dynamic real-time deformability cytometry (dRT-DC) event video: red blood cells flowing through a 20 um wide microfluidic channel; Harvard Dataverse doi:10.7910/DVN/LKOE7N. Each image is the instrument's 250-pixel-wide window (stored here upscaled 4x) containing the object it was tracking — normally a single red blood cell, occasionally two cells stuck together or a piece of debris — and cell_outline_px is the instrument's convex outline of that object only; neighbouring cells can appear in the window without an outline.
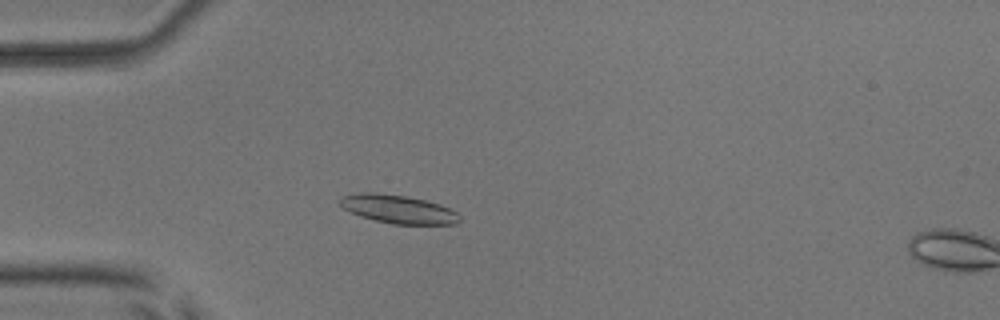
{"species": "common noctule bat (a hibernating species)", "species_latin": "Nyctalus noctula", "temperature_condition": "room temperature", "stored_images_in_passage": 50, "camera_frame_rate_fps": 3000, "um_per_image_px": 0.085, "animal": {"sex": "male", "body_mass_g": 17.9, "forearm_length_mm": 54.2}, "frame": {"image": 1, "passage_image": 11, "time_ms": 3.333, "image_size_px": [1000, 320], "cell_outline_px": [[460, 220], [456, 224], [392, 224], [360, 216], [344, 208], [340, 204], [340, 200], [344, 196], [360, 192], [376, 192], [404, 196], [424, 200], [440, 204], [456, 212], [460, 216]], "centroid_in_image_um": [33.86, 17.78], "position_along_channel_um": 51.1, "area_um2": 19.54}}
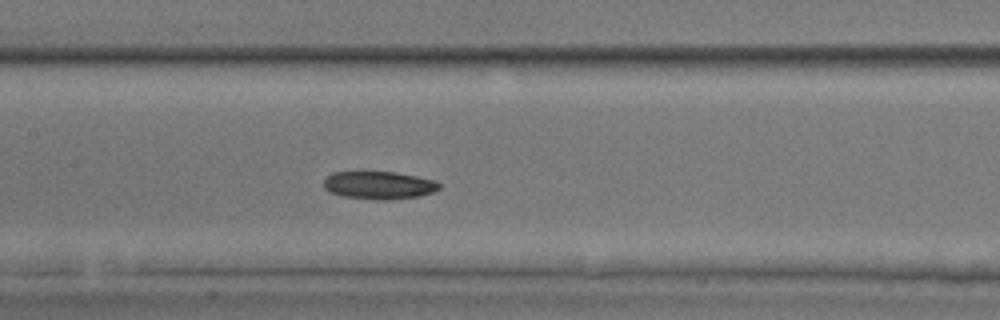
{"frame": {"image": 2, "passage_image": 22, "time_ms": 7.0, "image_size_px": [1000, 320], "cell_outline_px": [[440, 188], [432, 192], [420, 196], [388, 200], [380, 200], [344, 196], [328, 192], [324, 188], [324, 180], [332, 172], [396, 172], [436, 180], [440, 184]], "centroid_in_image_um": [32.22, 15.74], "position_along_channel_um": 175.2, "area_um2": 18.73}}
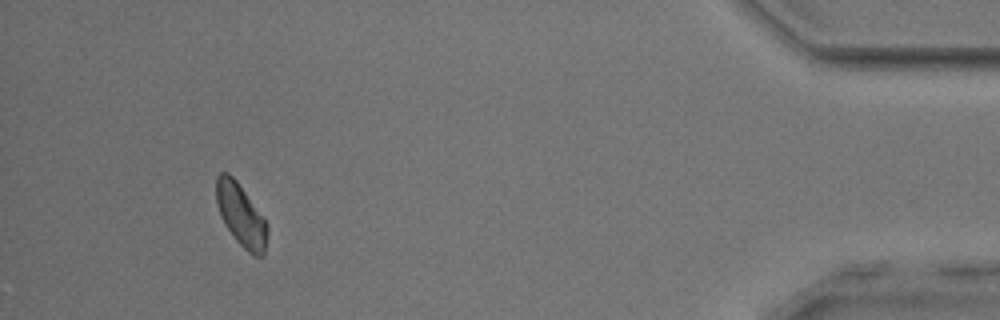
{"frame": {"image": 3, "passage_image": 46, "time_ms": 15.0, "image_size_px": [1000, 320], "cell_outline_px": [[268, 232], [264, 256], [252, 256], [236, 240], [224, 224], [220, 216], [216, 204], [216, 176], [220, 172], [228, 172], [236, 180], [264, 216], [268, 224]], "centroid_in_image_um": [20.49, 18.28], "position_along_channel_um": 414.7, "area_um2": 18.9}, "authors_computed_cell_mechanics": {"area_um2": 19.363, "velocity_mm_per_s": 3.7687, "shape_relaxation_time_tau1_ms": 3.2362, "shape_relaxation_time_tau2_ms": null, "deformation_change_tau1": 0.097, "deformation_change_tau2": null}}